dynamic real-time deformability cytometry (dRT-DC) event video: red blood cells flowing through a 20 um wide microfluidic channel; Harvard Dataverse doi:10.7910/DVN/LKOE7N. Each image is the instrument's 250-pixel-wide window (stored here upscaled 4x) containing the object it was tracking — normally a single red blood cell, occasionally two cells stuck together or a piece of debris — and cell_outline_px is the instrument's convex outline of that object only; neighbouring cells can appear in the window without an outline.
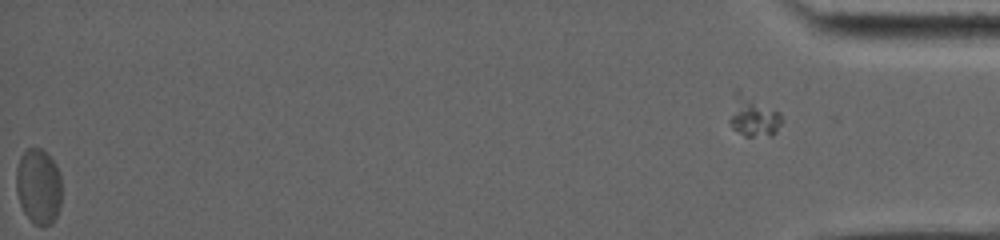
{"species": "common noctule bat (a hibernating species)", "species_latin": "Nyctalus noctula", "temperature_condition": "warm", "stored_images_in_passage": 30, "segment_of_instrument_passage": [2, 2], "camera_frame_rate_fps": 5000, "um_per_image_px": 0.085, "animal": {"sex": "female", "body_mass_g": 19.0, "forearm_length_mm": 53.3}, "frame": {"image": 1, "passage_image": 30, "time_ms": 17.2, "image_size_px": [1000, 240], "cell_outline_px": [[784, 120], [776, 132], [772, 136], [744, 136], [732, 128], [728, 120], [744, 100], [780, 112]], "centroid_in_image_um": [64.23, 10.22], "position_along_channel_um": 371.0, "area_um2": 10.06}}